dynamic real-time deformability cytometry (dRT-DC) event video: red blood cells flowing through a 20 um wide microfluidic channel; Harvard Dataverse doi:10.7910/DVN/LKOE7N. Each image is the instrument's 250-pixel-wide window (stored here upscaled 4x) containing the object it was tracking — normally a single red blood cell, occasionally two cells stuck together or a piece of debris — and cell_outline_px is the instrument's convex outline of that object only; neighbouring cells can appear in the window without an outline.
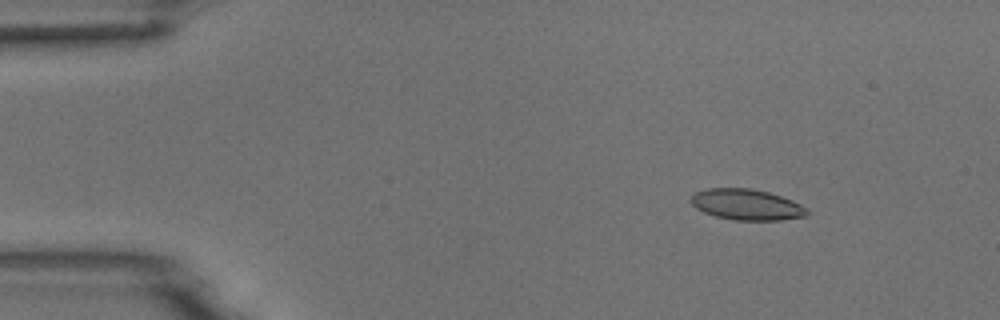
{"species": "common noctule bat (a hibernating species)", "species_latin": "Nyctalus noctula", "temperature_condition": "room temperature", "stored_images_in_passage": 4, "camera_frame_rate_fps": 3000, "um_per_image_px": 0.085, "animal": {"sex": "male", "body_mass_g": 18.8}, "frame": {"image": 1, "passage_image": 2, "time_ms": 1.0, "image_size_px": [1000, 320], "cell_outline_px": [[808, 212], [804, 216], [780, 220], [736, 220], [716, 216], [704, 212], [696, 208], [688, 200], [696, 192], [708, 188], [752, 188], [768, 192], [792, 200], [808, 208]], "centroid_in_image_um": [63.45, 17.38], "position_along_channel_um": 21.6, "area_um2": 20.81}}